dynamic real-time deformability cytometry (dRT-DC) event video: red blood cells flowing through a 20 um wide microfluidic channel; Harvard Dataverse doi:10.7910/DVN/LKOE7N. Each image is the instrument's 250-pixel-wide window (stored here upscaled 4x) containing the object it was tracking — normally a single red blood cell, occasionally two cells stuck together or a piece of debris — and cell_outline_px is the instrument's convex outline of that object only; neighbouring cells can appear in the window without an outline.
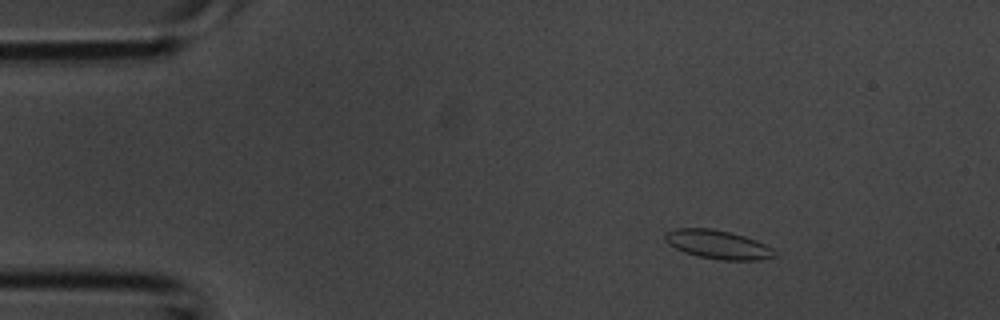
{"species": "common noctule bat (a hibernating species)", "species_latin": "Nyctalus noctula", "temperature_condition": "room temperature", "stored_images_in_passage": 4, "camera_frame_rate_fps": 3000, "um_per_image_px": 0.085, "animal": {"sex": "male", "body_mass_g": 20.1, "forearm_length_mm": 53.5}, "frame": {"image": 1, "passage_image": 2, "time_ms": 0.333, "image_size_px": [1000, 320], "cell_outline_px": [[776, 256], [760, 260], [724, 260], [696, 256], [684, 252], [668, 244], [664, 240], [664, 232], [676, 228], [712, 228], [732, 232], [756, 240], [772, 248], [776, 252]], "centroid_in_image_um": [60.99, 20.77], "position_along_channel_um": 24.0, "area_um2": 18.5}}
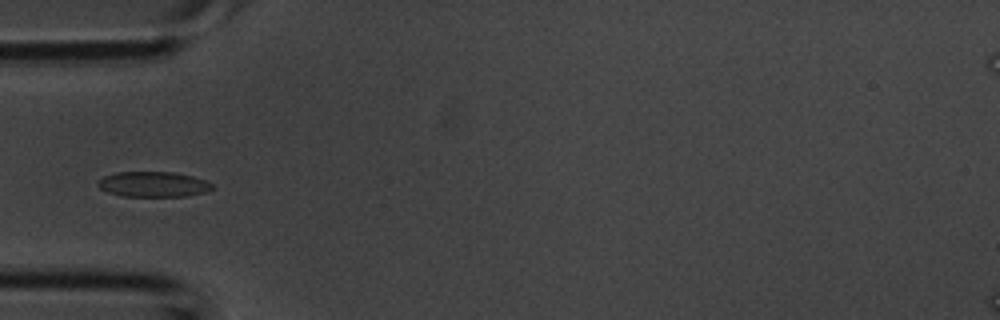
{"frame": {"image": 2, "passage_image": 4, "time_ms": 1.0, "image_size_px": [1000, 320], "cell_outline_px": [[216, 188], [208, 192], [188, 196], [124, 196], [108, 192], [100, 188], [96, 184], [104, 176], [116, 172], [172, 172], [192, 176], [204, 180], [212, 184]], "centroid_in_image_um": [13.07, 15.67], "position_along_channel_um": 71.9, "area_um2": 16.88}}